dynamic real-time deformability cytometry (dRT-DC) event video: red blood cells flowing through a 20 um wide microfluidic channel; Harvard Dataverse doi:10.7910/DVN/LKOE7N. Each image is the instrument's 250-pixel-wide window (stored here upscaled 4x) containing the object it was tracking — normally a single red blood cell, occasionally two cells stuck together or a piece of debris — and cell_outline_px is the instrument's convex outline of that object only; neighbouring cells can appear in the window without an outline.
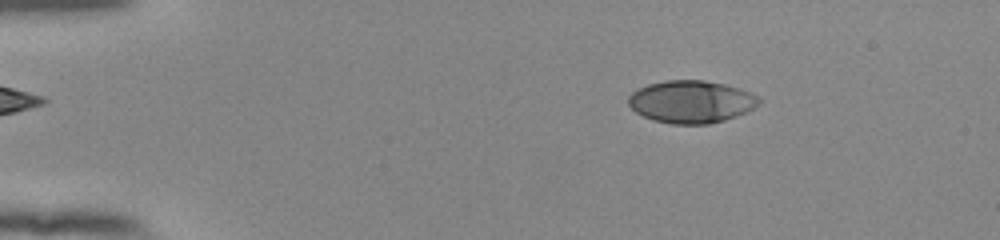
{"species": "human", "species_latin": "Homo sapiens", "temperature_condition": "room temperature", "stored_images_in_passage": 51, "camera_frame_rate_fps": 3000, "um_per_image_px": 0.085, "donor": {"sex": "female"}, "frame": {"image": 1, "passage_image": 6, "time_ms": 1.667, "image_size_px": [1000, 240], "cell_outline_px": [[764, 100], [760, 104], [736, 116], [724, 120], [708, 124], [672, 124], [652, 120], [636, 112], [628, 104], [628, 96], [636, 88], [648, 84], [668, 80], [704, 80], [724, 84], [740, 88]], "centroid_in_image_um": [58.73, 8.64], "position_along_channel_um": 26.3, "area_um2": 32.37}}
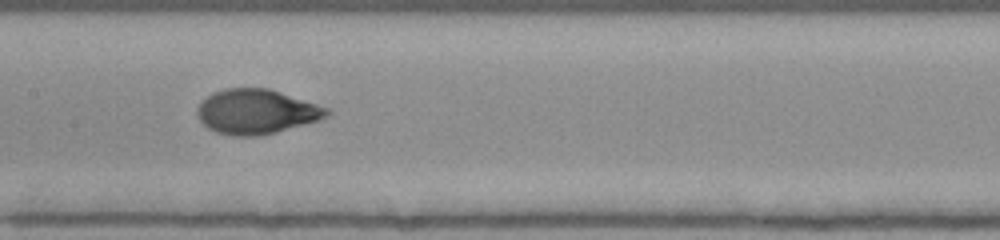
{"frame": {"image": 2, "passage_image": 25, "time_ms": 8.0, "image_size_px": [1000, 240], "cell_outline_px": [[332, 112], [328, 116], [320, 120], [276, 132], [256, 136], [232, 136], [216, 132], [208, 128], [196, 116], [196, 108], [212, 92], [224, 88], [268, 88], [328, 108]], "centroid_in_image_um": [21.78, 9.49], "position_along_channel_um": 185.6, "area_um2": 33.7}}
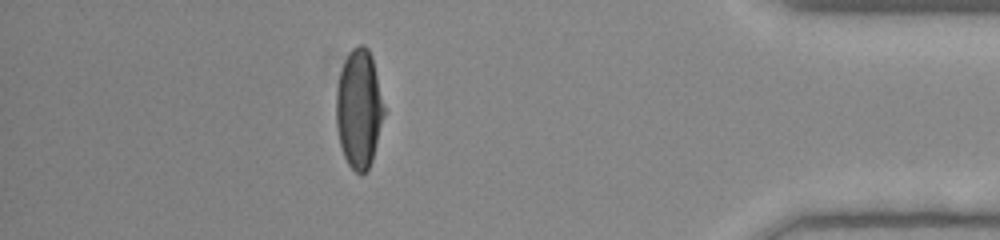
{"frame": {"image": 3, "passage_image": 45, "time_ms": 14.667, "image_size_px": [1000, 240], "cell_outline_px": [[384, 116], [372, 160], [368, 168], [360, 176], [348, 164], [344, 156], [340, 144], [336, 128], [336, 88], [340, 68], [348, 52], [356, 44], [364, 44], [368, 48], [372, 56], [384, 108]], "centroid_in_image_um": [30.48, 9.21], "position_along_channel_um": 404.7, "area_um2": 33.29}, "authors_computed_cell_mechanics": {"area_um2": 33.2928, "velocity_mm_per_s": 3.8609, "shape_relaxation_time_tau1_ms": 4.5201, "shape_relaxation_time_tau2_ms": null, "deformation_change_tau1": 0.226, "deformation_change_tau2": null}}